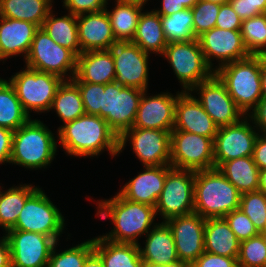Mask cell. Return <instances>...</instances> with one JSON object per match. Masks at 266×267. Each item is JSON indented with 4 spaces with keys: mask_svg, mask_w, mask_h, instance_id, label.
Returning <instances> with one entry per match:
<instances>
[{
    "mask_svg": "<svg viewBox=\"0 0 266 267\" xmlns=\"http://www.w3.org/2000/svg\"><path fill=\"white\" fill-rule=\"evenodd\" d=\"M258 191L266 195V169L260 170Z\"/></svg>",
    "mask_w": 266,
    "mask_h": 267,
    "instance_id": "56",
    "label": "cell"
},
{
    "mask_svg": "<svg viewBox=\"0 0 266 267\" xmlns=\"http://www.w3.org/2000/svg\"><path fill=\"white\" fill-rule=\"evenodd\" d=\"M0 267H12L11 250L6 236L0 239Z\"/></svg>",
    "mask_w": 266,
    "mask_h": 267,
    "instance_id": "53",
    "label": "cell"
},
{
    "mask_svg": "<svg viewBox=\"0 0 266 267\" xmlns=\"http://www.w3.org/2000/svg\"><path fill=\"white\" fill-rule=\"evenodd\" d=\"M14 131L0 127V164L10 163Z\"/></svg>",
    "mask_w": 266,
    "mask_h": 267,
    "instance_id": "50",
    "label": "cell"
},
{
    "mask_svg": "<svg viewBox=\"0 0 266 267\" xmlns=\"http://www.w3.org/2000/svg\"><path fill=\"white\" fill-rule=\"evenodd\" d=\"M242 20L233 10L230 3L222 4L218 13L216 28L241 31Z\"/></svg>",
    "mask_w": 266,
    "mask_h": 267,
    "instance_id": "47",
    "label": "cell"
},
{
    "mask_svg": "<svg viewBox=\"0 0 266 267\" xmlns=\"http://www.w3.org/2000/svg\"><path fill=\"white\" fill-rule=\"evenodd\" d=\"M218 169L241 194L258 191L260 170L252 156L226 161Z\"/></svg>",
    "mask_w": 266,
    "mask_h": 267,
    "instance_id": "30",
    "label": "cell"
},
{
    "mask_svg": "<svg viewBox=\"0 0 266 267\" xmlns=\"http://www.w3.org/2000/svg\"><path fill=\"white\" fill-rule=\"evenodd\" d=\"M108 0H64L63 6L73 15L94 13L106 9Z\"/></svg>",
    "mask_w": 266,
    "mask_h": 267,
    "instance_id": "46",
    "label": "cell"
},
{
    "mask_svg": "<svg viewBox=\"0 0 266 267\" xmlns=\"http://www.w3.org/2000/svg\"><path fill=\"white\" fill-rule=\"evenodd\" d=\"M247 116H249L248 118H251L252 123L256 125L255 127L258 129V133L261 130L260 132L266 135V97H263Z\"/></svg>",
    "mask_w": 266,
    "mask_h": 267,
    "instance_id": "51",
    "label": "cell"
},
{
    "mask_svg": "<svg viewBox=\"0 0 266 267\" xmlns=\"http://www.w3.org/2000/svg\"><path fill=\"white\" fill-rule=\"evenodd\" d=\"M116 1L112 11L105 9L111 22L112 31L118 42L132 41L143 7L137 4Z\"/></svg>",
    "mask_w": 266,
    "mask_h": 267,
    "instance_id": "33",
    "label": "cell"
},
{
    "mask_svg": "<svg viewBox=\"0 0 266 267\" xmlns=\"http://www.w3.org/2000/svg\"><path fill=\"white\" fill-rule=\"evenodd\" d=\"M73 82L107 84L115 81V64L111 50H92L77 56Z\"/></svg>",
    "mask_w": 266,
    "mask_h": 267,
    "instance_id": "24",
    "label": "cell"
},
{
    "mask_svg": "<svg viewBox=\"0 0 266 267\" xmlns=\"http://www.w3.org/2000/svg\"><path fill=\"white\" fill-rule=\"evenodd\" d=\"M224 219L240 242L260 234L253 222L240 208L226 214Z\"/></svg>",
    "mask_w": 266,
    "mask_h": 267,
    "instance_id": "43",
    "label": "cell"
},
{
    "mask_svg": "<svg viewBox=\"0 0 266 267\" xmlns=\"http://www.w3.org/2000/svg\"><path fill=\"white\" fill-rule=\"evenodd\" d=\"M78 88L83 101L86 114L100 116L103 84H92L89 82H74Z\"/></svg>",
    "mask_w": 266,
    "mask_h": 267,
    "instance_id": "44",
    "label": "cell"
},
{
    "mask_svg": "<svg viewBox=\"0 0 266 267\" xmlns=\"http://www.w3.org/2000/svg\"><path fill=\"white\" fill-rule=\"evenodd\" d=\"M98 204V214L102 219L110 217L114 229L102 237L116 243H138V237L151 230L157 215L153 206L125 199L119 192Z\"/></svg>",
    "mask_w": 266,
    "mask_h": 267,
    "instance_id": "2",
    "label": "cell"
},
{
    "mask_svg": "<svg viewBox=\"0 0 266 267\" xmlns=\"http://www.w3.org/2000/svg\"><path fill=\"white\" fill-rule=\"evenodd\" d=\"M199 0H162V8L155 10L160 16H170L185 8L191 9Z\"/></svg>",
    "mask_w": 266,
    "mask_h": 267,
    "instance_id": "49",
    "label": "cell"
},
{
    "mask_svg": "<svg viewBox=\"0 0 266 267\" xmlns=\"http://www.w3.org/2000/svg\"><path fill=\"white\" fill-rule=\"evenodd\" d=\"M83 267H104L100 257L93 252L85 261Z\"/></svg>",
    "mask_w": 266,
    "mask_h": 267,
    "instance_id": "54",
    "label": "cell"
},
{
    "mask_svg": "<svg viewBox=\"0 0 266 267\" xmlns=\"http://www.w3.org/2000/svg\"><path fill=\"white\" fill-rule=\"evenodd\" d=\"M144 168V171L126 183L119 193L130 201L155 207L163 190L166 174L172 166H145Z\"/></svg>",
    "mask_w": 266,
    "mask_h": 267,
    "instance_id": "23",
    "label": "cell"
},
{
    "mask_svg": "<svg viewBox=\"0 0 266 267\" xmlns=\"http://www.w3.org/2000/svg\"><path fill=\"white\" fill-rule=\"evenodd\" d=\"M25 63L28 68L57 75L63 80H71L76 73L77 56L68 48L55 43L39 28L35 32ZM68 71L72 74L69 79L65 78Z\"/></svg>",
    "mask_w": 266,
    "mask_h": 267,
    "instance_id": "9",
    "label": "cell"
},
{
    "mask_svg": "<svg viewBox=\"0 0 266 267\" xmlns=\"http://www.w3.org/2000/svg\"><path fill=\"white\" fill-rule=\"evenodd\" d=\"M110 50L115 64V82L147 93L149 54L131 41L116 42Z\"/></svg>",
    "mask_w": 266,
    "mask_h": 267,
    "instance_id": "15",
    "label": "cell"
},
{
    "mask_svg": "<svg viewBox=\"0 0 266 267\" xmlns=\"http://www.w3.org/2000/svg\"><path fill=\"white\" fill-rule=\"evenodd\" d=\"M118 1L130 3V4H137L143 7V5H145L148 0H118Z\"/></svg>",
    "mask_w": 266,
    "mask_h": 267,
    "instance_id": "58",
    "label": "cell"
},
{
    "mask_svg": "<svg viewBox=\"0 0 266 267\" xmlns=\"http://www.w3.org/2000/svg\"><path fill=\"white\" fill-rule=\"evenodd\" d=\"M81 52L110 50L116 42L106 10L77 15Z\"/></svg>",
    "mask_w": 266,
    "mask_h": 267,
    "instance_id": "22",
    "label": "cell"
},
{
    "mask_svg": "<svg viewBox=\"0 0 266 267\" xmlns=\"http://www.w3.org/2000/svg\"><path fill=\"white\" fill-rule=\"evenodd\" d=\"M221 5L199 0L192 8L194 36L198 38L204 32L215 27Z\"/></svg>",
    "mask_w": 266,
    "mask_h": 267,
    "instance_id": "42",
    "label": "cell"
},
{
    "mask_svg": "<svg viewBox=\"0 0 266 267\" xmlns=\"http://www.w3.org/2000/svg\"><path fill=\"white\" fill-rule=\"evenodd\" d=\"M239 267H266V244L259 234L240 242Z\"/></svg>",
    "mask_w": 266,
    "mask_h": 267,
    "instance_id": "41",
    "label": "cell"
},
{
    "mask_svg": "<svg viewBox=\"0 0 266 267\" xmlns=\"http://www.w3.org/2000/svg\"><path fill=\"white\" fill-rule=\"evenodd\" d=\"M193 13L185 8L170 16H161V25L168 43L197 39L193 31Z\"/></svg>",
    "mask_w": 266,
    "mask_h": 267,
    "instance_id": "37",
    "label": "cell"
},
{
    "mask_svg": "<svg viewBox=\"0 0 266 267\" xmlns=\"http://www.w3.org/2000/svg\"><path fill=\"white\" fill-rule=\"evenodd\" d=\"M127 140L144 167L170 165L171 130L132 127L119 137V153Z\"/></svg>",
    "mask_w": 266,
    "mask_h": 267,
    "instance_id": "13",
    "label": "cell"
},
{
    "mask_svg": "<svg viewBox=\"0 0 266 267\" xmlns=\"http://www.w3.org/2000/svg\"><path fill=\"white\" fill-rule=\"evenodd\" d=\"M131 42L145 53L163 55L168 42L161 25V16L156 11L142 12Z\"/></svg>",
    "mask_w": 266,
    "mask_h": 267,
    "instance_id": "29",
    "label": "cell"
},
{
    "mask_svg": "<svg viewBox=\"0 0 266 267\" xmlns=\"http://www.w3.org/2000/svg\"><path fill=\"white\" fill-rule=\"evenodd\" d=\"M0 18V60L21 53L26 58L39 27L28 21Z\"/></svg>",
    "mask_w": 266,
    "mask_h": 267,
    "instance_id": "25",
    "label": "cell"
},
{
    "mask_svg": "<svg viewBox=\"0 0 266 267\" xmlns=\"http://www.w3.org/2000/svg\"><path fill=\"white\" fill-rule=\"evenodd\" d=\"M12 267H47L56 241L41 233L8 230Z\"/></svg>",
    "mask_w": 266,
    "mask_h": 267,
    "instance_id": "16",
    "label": "cell"
},
{
    "mask_svg": "<svg viewBox=\"0 0 266 267\" xmlns=\"http://www.w3.org/2000/svg\"><path fill=\"white\" fill-rule=\"evenodd\" d=\"M240 241L224 217L205 221L204 248L208 253L238 258Z\"/></svg>",
    "mask_w": 266,
    "mask_h": 267,
    "instance_id": "27",
    "label": "cell"
},
{
    "mask_svg": "<svg viewBox=\"0 0 266 267\" xmlns=\"http://www.w3.org/2000/svg\"><path fill=\"white\" fill-rule=\"evenodd\" d=\"M229 3L242 21L266 13V0H229Z\"/></svg>",
    "mask_w": 266,
    "mask_h": 267,
    "instance_id": "45",
    "label": "cell"
},
{
    "mask_svg": "<svg viewBox=\"0 0 266 267\" xmlns=\"http://www.w3.org/2000/svg\"><path fill=\"white\" fill-rule=\"evenodd\" d=\"M205 221V218L194 212L166 221L174 237L178 259L190 266L205 251Z\"/></svg>",
    "mask_w": 266,
    "mask_h": 267,
    "instance_id": "18",
    "label": "cell"
},
{
    "mask_svg": "<svg viewBox=\"0 0 266 267\" xmlns=\"http://www.w3.org/2000/svg\"><path fill=\"white\" fill-rule=\"evenodd\" d=\"M241 35L250 55L266 56V13L243 20Z\"/></svg>",
    "mask_w": 266,
    "mask_h": 267,
    "instance_id": "38",
    "label": "cell"
},
{
    "mask_svg": "<svg viewBox=\"0 0 266 267\" xmlns=\"http://www.w3.org/2000/svg\"><path fill=\"white\" fill-rule=\"evenodd\" d=\"M206 1H209V2H212V3H217V4H226V3H229V0H206Z\"/></svg>",
    "mask_w": 266,
    "mask_h": 267,
    "instance_id": "59",
    "label": "cell"
},
{
    "mask_svg": "<svg viewBox=\"0 0 266 267\" xmlns=\"http://www.w3.org/2000/svg\"><path fill=\"white\" fill-rule=\"evenodd\" d=\"M52 109L56 110L64 124L85 114L79 88L72 80H64L58 87L50 110Z\"/></svg>",
    "mask_w": 266,
    "mask_h": 267,
    "instance_id": "36",
    "label": "cell"
},
{
    "mask_svg": "<svg viewBox=\"0 0 266 267\" xmlns=\"http://www.w3.org/2000/svg\"><path fill=\"white\" fill-rule=\"evenodd\" d=\"M143 267H190V265L179 260V261H176L174 263L166 264V265L152 264V263H145L144 262Z\"/></svg>",
    "mask_w": 266,
    "mask_h": 267,
    "instance_id": "55",
    "label": "cell"
},
{
    "mask_svg": "<svg viewBox=\"0 0 266 267\" xmlns=\"http://www.w3.org/2000/svg\"><path fill=\"white\" fill-rule=\"evenodd\" d=\"M162 56L171 64L184 92L191 91L215 73L207 64L198 39L168 43Z\"/></svg>",
    "mask_w": 266,
    "mask_h": 267,
    "instance_id": "6",
    "label": "cell"
},
{
    "mask_svg": "<svg viewBox=\"0 0 266 267\" xmlns=\"http://www.w3.org/2000/svg\"><path fill=\"white\" fill-rule=\"evenodd\" d=\"M94 252L104 267H143L139 244L116 243L102 236L94 238Z\"/></svg>",
    "mask_w": 266,
    "mask_h": 267,
    "instance_id": "28",
    "label": "cell"
},
{
    "mask_svg": "<svg viewBox=\"0 0 266 267\" xmlns=\"http://www.w3.org/2000/svg\"><path fill=\"white\" fill-rule=\"evenodd\" d=\"M8 81L29 114L32 110L37 113L50 111L56 91L64 80L57 75L27 67L12 75Z\"/></svg>",
    "mask_w": 266,
    "mask_h": 267,
    "instance_id": "7",
    "label": "cell"
},
{
    "mask_svg": "<svg viewBox=\"0 0 266 267\" xmlns=\"http://www.w3.org/2000/svg\"><path fill=\"white\" fill-rule=\"evenodd\" d=\"M146 234L145 247H141L140 255L145 263L171 264L179 261L172 231L166 222L155 224Z\"/></svg>",
    "mask_w": 266,
    "mask_h": 267,
    "instance_id": "26",
    "label": "cell"
},
{
    "mask_svg": "<svg viewBox=\"0 0 266 267\" xmlns=\"http://www.w3.org/2000/svg\"><path fill=\"white\" fill-rule=\"evenodd\" d=\"M263 60V55H250L218 68L216 66L214 74L225 85L228 94L244 115H248V111L253 110L263 98Z\"/></svg>",
    "mask_w": 266,
    "mask_h": 267,
    "instance_id": "3",
    "label": "cell"
},
{
    "mask_svg": "<svg viewBox=\"0 0 266 267\" xmlns=\"http://www.w3.org/2000/svg\"><path fill=\"white\" fill-rule=\"evenodd\" d=\"M247 116L232 125L218 127L214 139L215 168L224 162L240 157L253 156L254 144L259 133L250 125ZM254 129V130H253Z\"/></svg>",
    "mask_w": 266,
    "mask_h": 267,
    "instance_id": "14",
    "label": "cell"
},
{
    "mask_svg": "<svg viewBox=\"0 0 266 267\" xmlns=\"http://www.w3.org/2000/svg\"><path fill=\"white\" fill-rule=\"evenodd\" d=\"M241 193L219 169L195 171L194 213L203 218L224 217L240 206Z\"/></svg>",
    "mask_w": 266,
    "mask_h": 267,
    "instance_id": "4",
    "label": "cell"
},
{
    "mask_svg": "<svg viewBox=\"0 0 266 267\" xmlns=\"http://www.w3.org/2000/svg\"><path fill=\"white\" fill-rule=\"evenodd\" d=\"M190 267H239L237 258L204 253Z\"/></svg>",
    "mask_w": 266,
    "mask_h": 267,
    "instance_id": "48",
    "label": "cell"
},
{
    "mask_svg": "<svg viewBox=\"0 0 266 267\" xmlns=\"http://www.w3.org/2000/svg\"><path fill=\"white\" fill-rule=\"evenodd\" d=\"M37 188L24 184L19 187H11L4 193L0 191V226L5 232L15 226L27 198Z\"/></svg>",
    "mask_w": 266,
    "mask_h": 267,
    "instance_id": "35",
    "label": "cell"
},
{
    "mask_svg": "<svg viewBox=\"0 0 266 267\" xmlns=\"http://www.w3.org/2000/svg\"><path fill=\"white\" fill-rule=\"evenodd\" d=\"M170 165L172 168L193 171L214 169V140L172 129Z\"/></svg>",
    "mask_w": 266,
    "mask_h": 267,
    "instance_id": "10",
    "label": "cell"
},
{
    "mask_svg": "<svg viewBox=\"0 0 266 267\" xmlns=\"http://www.w3.org/2000/svg\"><path fill=\"white\" fill-rule=\"evenodd\" d=\"M260 235L262 236L263 240H264V243L266 244V229L264 231H262L260 233Z\"/></svg>",
    "mask_w": 266,
    "mask_h": 267,
    "instance_id": "60",
    "label": "cell"
},
{
    "mask_svg": "<svg viewBox=\"0 0 266 267\" xmlns=\"http://www.w3.org/2000/svg\"><path fill=\"white\" fill-rule=\"evenodd\" d=\"M196 98L190 94V91H182L178 96L173 129L210 137L214 140L218 126Z\"/></svg>",
    "mask_w": 266,
    "mask_h": 267,
    "instance_id": "21",
    "label": "cell"
},
{
    "mask_svg": "<svg viewBox=\"0 0 266 267\" xmlns=\"http://www.w3.org/2000/svg\"><path fill=\"white\" fill-rule=\"evenodd\" d=\"M20 103L13 86L8 80L0 82V127L17 130L31 118Z\"/></svg>",
    "mask_w": 266,
    "mask_h": 267,
    "instance_id": "34",
    "label": "cell"
},
{
    "mask_svg": "<svg viewBox=\"0 0 266 267\" xmlns=\"http://www.w3.org/2000/svg\"><path fill=\"white\" fill-rule=\"evenodd\" d=\"M239 208L249 217L259 233L266 229V195L263 192L241 194Z\"/></svg>",
    "mask_w": 266,
    "mask_h": 267,
    "instance_id": "40",
    "label": "cell"
},
{
    "mask_svg": "<svg viewBox=\"0 0 266 267\" xmlns=\"http://www.w3.org/2000/svg\"><path fill=\"white\" fill-rule=\"evenodd\" d=\"M54 134L40 120H29L13 133L10 163L28 169L47 167L57 152Z\"/></svg>",
    "mask_w": 266,
    "mask_h": 267,
    "instance_id": "5",
    "label": "cell"
},
{
    "mask_svg": "<svg viewBox=\"0 0 266 267\" xmlns=\"http://www.w3.org/2000/svg\"><path fill=\"white\" fill-rule=\"evenodd\" d=\"M262 95L266 97V56H264V60L262 62Z\"/></svg>",
    "mask_w": 266,
    "mask_h": 267,
    "instance_id": "57",
    "label": "cell"
},
{
    "mask_svg": "<svg viewBox=\"0 0 266 267\" xmlns=\"http://www.w3.org/2000/svg\"><path fill=\"white\" fill-rule=\"evenodd\" d=\"M52 11L47 15L41 28L55 43L79 56L82 52L78 41L77 16L69 12L68 15L56 18Z\"/></svg>",
    "mask_w": 266,
    "mask_h": 267,
    "instance_id": "32",
    "label": "cell"
},
{
    "mask_svg": "<svg viewBox=\"0 0 266 267\" xmlns=\"http://www.w3.org/2000/svg\"><path fill=\"white\" fill-rule=\"evenodd\" d=\"M198 41L207 64L212 68L211 58L219 60V67L250 56L246 50L241 31L212 28L199 36Z\"/></svg>",
    "mask_w": 266,
    "mask_h": 267,
    "instance_id": "19",
    "label": "cell"
},
{
    "mask_svg": "<svg viewBox=\"0 0 266 267\" xmlns=\"http://www.w3.org/2000/svg\"><path fill=\"white\" fill-rule=\"evenodd\" d=\"M195 90L200 94L197 100L218 127L232 125L245 117L215 74L199 83L190 92Z\"/></svg>",
    "mask_w": 266,
    "mask_h": 267,
    "instance_id": "17",
    "label": "cell"
},
{
    "mask_svg": "<svg viewBox=\"0 0 266 267\" xmlns=\"http://www.w3.org/2000/svg\"><path fill=\"white\" fill-rule=\"evenodd\" d=\"M53 0H0V17L28 21L41 28Z\"/></svg>",
    "mask_w": 266,
    "mask_h": 267,
    "instance_id": "31",
    "label": "cell"
},
{
    "mask_svg": "<svg viewBox=\"0 0 266 267\" xmlns=\"http://www.w3.org/2000/svg\"><path fill=\"white\" fill-rule=\"evenodd\" d=\"M143 92L133 127L156 130H172L175 125V104L178 96L162 93L146 96Z\"/></svg>",
    "mask_w": 266,
    "mask_h": 267,
    "instance_id": "20",
    "label": "cell"
},
{
    "mask_svg": "<svg viewBox=\"0 0 266 267\" xmlns=\"http://www.w3.org/2000/svg\"><path fill=\"white\" fill-rule=\"evenodd\" d=\"M54 245L47 267H83L86 259L94 252V238L56 253Z\"/></svg>",
    "mask_w": 266,
    "mask_h": 267,
    "instance_id": "39",
    "label": "cell"
},
{
    "mask_svg": "<svg viewBox=\"0 0 266 267\" xmlns=\"http://www.w3.org/2000/svg\"><path fill=\"white\" fill-rule=\"evenodd\" d=\"M61 147L73 156H98L104 149L119 154V137L100 116L83 114L59 127Z\"/></svg>",
    "mask_w": 266,
    "mask_h": 267,
    "instance_id": "1",
    "label": "cell"
},
{
    "mask_svg": "<svg viewBox=\"0 0 266 267\" xmlns=\"http://www.w3.org/2000/svg\"><path fill=\"white\" fill-rule=\"evenodd\" d=\"M252 157L259 170L266 169V135H260V132L254 144Z\"/></svg>",
    "mask_w": 266,
    "mask_h": 267,
    "instance_id": "52",
    "label": "cell"
},
{
    "mask_svg": "<svg viewBox=\"0 0 266 267\" xmlns=\"http://www.w3.org/2000/svg\"><path fill=\"white\" fill-rule=\"evenodd\" d=\"M143 90L124 87L115 81L104 85L100 117L120 137L133 127Z\"/></svg>",
    "mask_w": 266,
    "mask_h": 267,
    "instance_id": "8",
    "label": "cell"
},
{
    "mask_svg": "<svg viewBox=\"0 0 266 267\" xmlns=\"http://www.w3.org/2000/svg\"><path fill=\"white\" fill-rule=\"evenodd\" d=\"M195 171L171 168L155 205L156 214L167 220L194 212Z\"/></svg>",
    "mask_w": 266,
    "mask_h": 267,
    "instance_id": "12",
    "label": "cell"
},
{
    "mask_svg": "<svg viewBox=\"0 0 266 267\" xmlns=\"http://www.w3.org/2000/svg\"><path fill=\"white\" fill-rule=\"evenodd\" d=\"M64 217L41 188H37L26 200L15 226L10 230H22L58 237L64 230Z\"/></svg>",
    "mask_w": 266,
    "mask_h": 267,
    "instance_id": "11",
    "label": "cell"
}]
</instances>
